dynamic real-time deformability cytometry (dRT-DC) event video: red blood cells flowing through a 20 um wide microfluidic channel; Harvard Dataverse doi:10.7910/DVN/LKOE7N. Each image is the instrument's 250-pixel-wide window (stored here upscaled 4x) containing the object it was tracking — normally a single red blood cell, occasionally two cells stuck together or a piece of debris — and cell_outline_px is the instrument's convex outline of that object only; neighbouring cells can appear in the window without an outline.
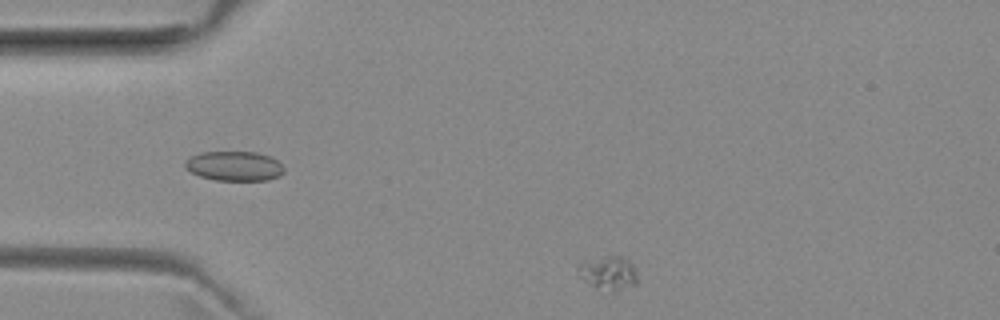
{"species": "common noctule bat (a hibernating species)", "species_latin": "Nyctalus noctula", "temperature_condition": "room temperature", "stored_images_in_passage": 44, "camera_frame_rate_fps": 3000, "um_per_image_px": 0.085, "animal": {"sex": "female", "body_mass_g": 29.2, "forearm_length_mm": 56.3}, "frame": {"image": 1, "passage_image": 1, "time_ms": 0.0, "image_size_px": [1000, 320], "cell_outline_px": [[636, 284], [612, 292], [592, 284], [584, 280], [580, 276], [576, 268], [576, 264], [580, 260], [604, 256], [624, 256], [632, 264], [636, 276]], "centroid_in_image_um": [51.66, 23.15], "position_along_channel_um": 33.3, "area_um2": 11.62}}
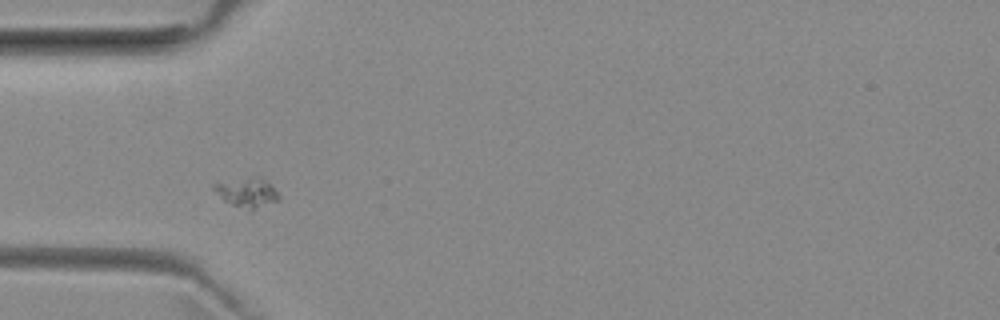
{"frame": {"image": 2, "passage_image": 7, "time_ms": 2.0, "image_size_px": [1000, 320], "cell_outline_px": [[280, 200], [252, 208], [232, 204], [224, 200], [212, 188], [212, 184], [252, 176], [260, 176], [280, 196]], "centroid_in_image_um": [20.97, 16.31], "position_along_channel_um": 64.0, "area_um2": 10.46}}
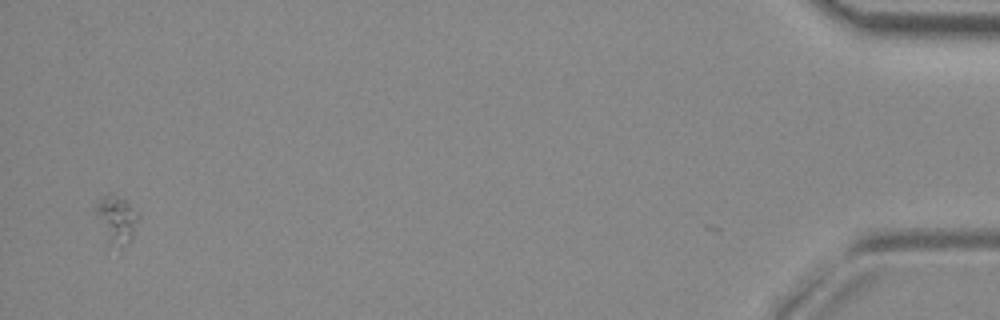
{"frame": {"image": 3, "passage_image": 43, "time_ms": 14.0, "image_size_px": [1000, 320], "cell_outline_px": [[140, 216], [132, 236], [120, 252], [108, 244], [96, 212], [96, 200], [108, 192], [112, 192], [128, 200]], "centroid_in_image_um": [9.92, 18.64], "position_along_channel_um": 425.3, "area_um2": 12.25}}